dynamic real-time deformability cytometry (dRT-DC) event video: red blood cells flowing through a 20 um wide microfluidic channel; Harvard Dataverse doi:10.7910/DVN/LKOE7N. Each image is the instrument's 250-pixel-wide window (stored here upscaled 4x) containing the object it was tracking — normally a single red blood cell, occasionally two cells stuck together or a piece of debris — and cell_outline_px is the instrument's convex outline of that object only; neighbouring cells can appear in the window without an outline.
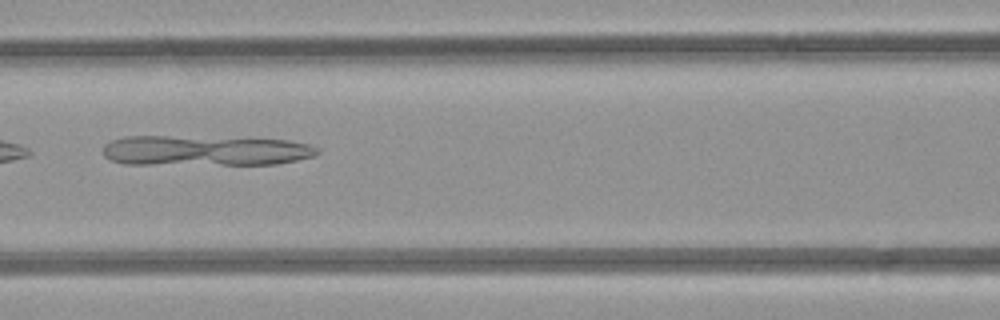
{"species": "common noctule bat (a hibernating species)", "species_latin": "Nyctalus noctula", "temperature_condition": "room temperature", "stored_images_in_passage": 5, "camera_frame_rate_fps": 3000, "um_per_image_px": 0.085, "animal": {"sex": "female", "body_mass_g": 21.9}, "frame": {"image": 1, "passage_image": 5, "time_ms": 4.333, "image_size_px": [1000, 320], "cell_outline_px": [[320, 152], [316, 156], [276, 164], [124, 164], [112, 160], [104, 156], [104, 144], [112, 140], [124, 136], [168, 136], [288, 140], [312, 144]], "centroid_in_image_um": [17.44, 12.8], "position_along_channel_um": 149.2, "area_um2": 37.74}}